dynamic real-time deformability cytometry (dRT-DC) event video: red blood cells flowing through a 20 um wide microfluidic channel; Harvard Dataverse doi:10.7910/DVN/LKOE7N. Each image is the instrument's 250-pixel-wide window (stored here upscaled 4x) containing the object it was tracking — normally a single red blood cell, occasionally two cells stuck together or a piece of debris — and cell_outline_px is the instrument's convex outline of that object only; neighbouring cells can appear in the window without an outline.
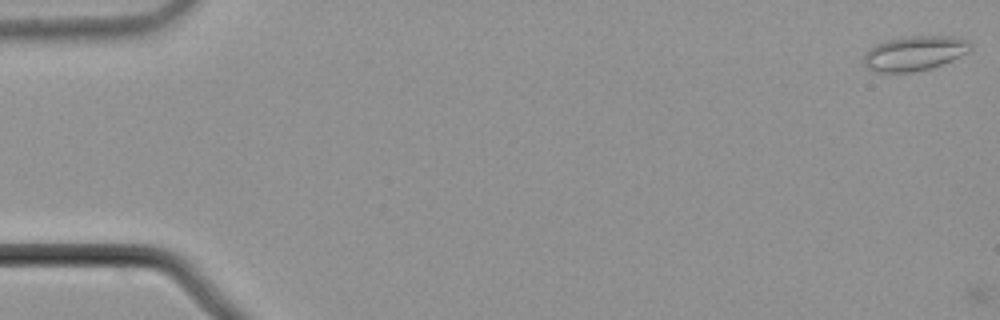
{"species": "common noctule bat (a hibernating species)", "species_latin": "Nyctalus noctula", "temperature_condition": "cold", "stored_images_in_passage": 2, "camera_frame_rate_fps": 3000, "um_per_image_px": 0.085, "animal": {"sex": "male", "body_mass_g": 21.5, "forearm_length_mm": 52.0}, "frame": {"image": 1, "passage_image": 1, "time_ms": 0.0, "image_size_px": [1000, 320], "cell_outline_px": [[972, 48], [968, 52], [952, 60], [928, 68], [912, 72], [876, 72], [868, 68], [864, 64], [864, 52], [868, 48], [876, 44], [888, 40], [908, 36], [956, 36], [972, 40]], "centroid_in_image_um": [77.76, 4.51], "position_along_channel_um": 7.2, "area_um2": 21.68}}